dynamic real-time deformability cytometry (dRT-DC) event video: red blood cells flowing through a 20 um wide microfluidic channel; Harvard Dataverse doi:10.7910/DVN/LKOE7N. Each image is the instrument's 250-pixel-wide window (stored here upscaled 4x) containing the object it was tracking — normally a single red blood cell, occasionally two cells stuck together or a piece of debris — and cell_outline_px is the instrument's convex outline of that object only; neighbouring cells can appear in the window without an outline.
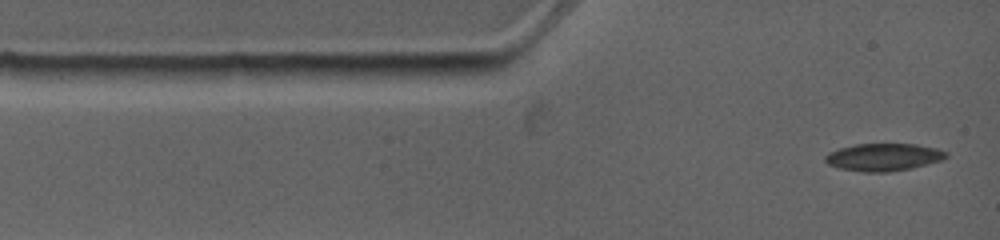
{"species": "common noctule bat (a hibernating species)", "species_latin": "Nyctalus noctula", "temperature_condition": "warm", "stored_images_in_passage": 6, "camera_frame_rate_fps": 4500, "um_per_image_px": 0.085, "animal": {"sex": "female", "body_mass_g": 19.0, "forearm_length_mm": 53.3}, "frame": {"image": 1, "passage_image": 1, "time_ms": 0.0, "image_size_px": [1000, 240], "cell_outline_px": [[948, 156], [940, 160], [912, 168], [884, 172], [864, 172], [840, 168], [828, 164], [824, 160], [824, 156], [828, 152], [840, 148], [856, 144], [916, 144], [936, 148], [948, 152]], "centroid_in_image_um": [75.08, 13.35], "position_along_channel_um": 9.9, "area_um2": 19.25}}
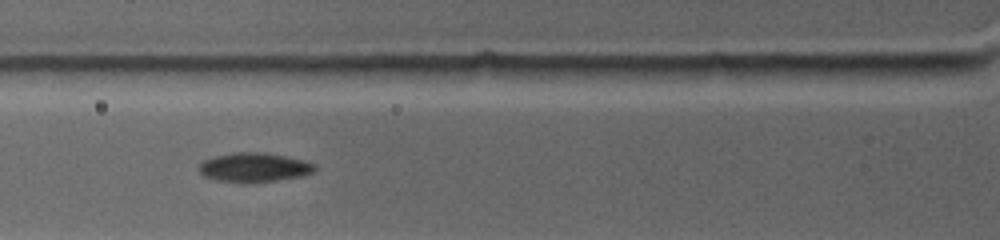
{"frame": {"image": 2, "passage_image": 5, "time_ms": 3.333, "image_size_px": [1000, 240], "cell_outline_px": [[316, 168], [312, 172], [300, 176], [276, 180], [248, 184], [216, 180], [204, 176], [200, 172], [200, 164], [204, 160], [216, 156], [232, 152], [268, 152], [304, 160], [316, 164]], "centroid_in_image_um": [21.61, 14.23], "position_along_channel_um": 104.2, "area_um2": 19.88}}
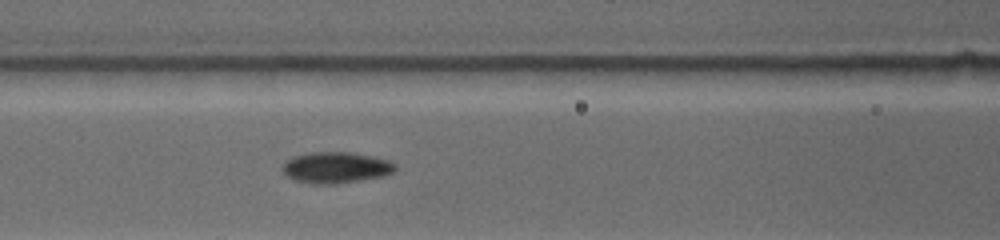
{"frame": {"image": 3, "passage_image": 6, "time_ms": 4.222, "image_size_px": [1000, 240], "cell_outline_px": [[396, 168], [392, 172], [384, 176], [336, 184], [316, 184], [296, 180], [288, 176], [284, 172], [284, 164], [288, 160], [296, 156], [312, 152], [348, 152], [372, 156], [388, 160], [396, 164]], "centroid_in_image_um": [28.6, 14.24], "position_along_channel_um": 138.0, "area_um2": 20.11}}